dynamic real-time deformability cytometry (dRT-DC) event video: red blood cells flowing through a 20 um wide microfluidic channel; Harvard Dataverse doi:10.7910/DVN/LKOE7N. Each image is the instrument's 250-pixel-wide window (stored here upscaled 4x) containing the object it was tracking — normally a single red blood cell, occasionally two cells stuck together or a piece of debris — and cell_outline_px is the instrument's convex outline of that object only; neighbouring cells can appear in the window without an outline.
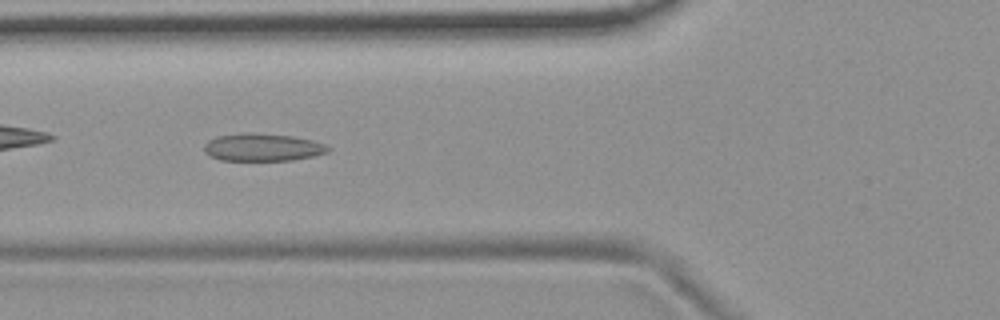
{"species": "common noctule bat (a hibernating species)", "species_latin": "Nyctalus noctula", "temperature_condition": "room temperature", "stored_images_in_passage": 9, "camera_frame_rate_fps": 3000, "um_per_image_px": 0.085, "animal": {"sex": "female", "body_mass_g": 19.9}, "frame": {"image": 1, "passage_image": 7, "time_ms": 6.667, "image_size_px": [1000, 320], "cell_outline_px": [[332, 148], [328, 152], [312, 156], [292, 160], [220, 160], [204, 152], [204, 144], [208, 140], [216, 136], [244, 132], [292, 136], [312, 140], [324, 144]], "centroid_in_image_um": [22.3, 12.51], "position_along_channel_um": 103.5, "area_um2": 19.88}}
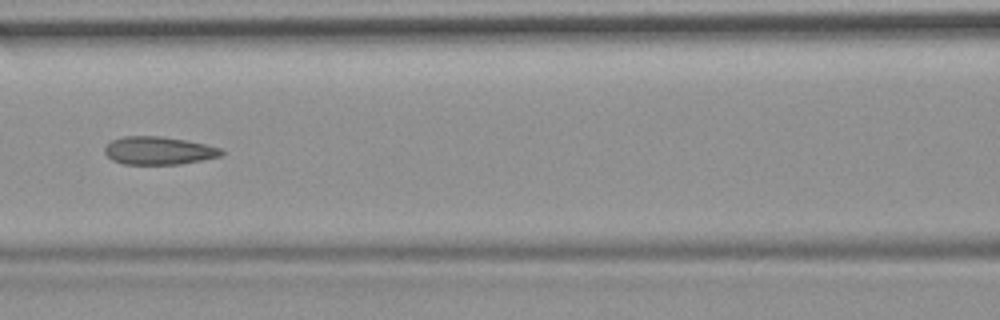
{"frame": {"image": 2, "passage_image": 8, "time_ms": 8.0, "image_size_px": [1000, 320], "cell_outline_px": [[224, 152], [220, 156], [180, 164], [124, 164], [112, 160], [104, 152], [104, 148], [112, 140], [124, 136], [160, 136], [184, 140], [204, 144], [220, 148]], "centroid_in_image_um": [13.45, 12.8], "position_along_channel_um": 153.1, "area_um2": 18.79}}
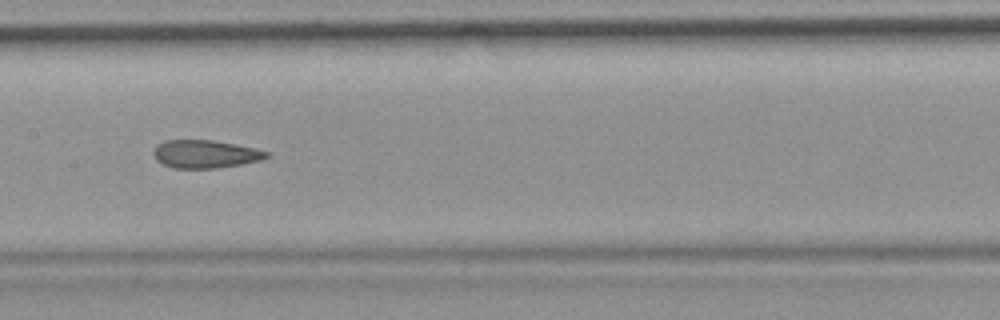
{"frame": {"image": 3, "passage_image": 9, "time_ms": 9.0, "image_size_px": [1000, 320], "cell_outline_px": [[268, 156], [260, 160], [240, 164], [216, 168], [172, 168], [156, 160], [152, 152], [156, 144], [164, 140], [212, 140], [236, 144], [256, 148], [268, 152]], "centroid_in_image_um": [17.4, 13.08], "position_along_channel_um": 190.0, "area_um2": 18.44}}